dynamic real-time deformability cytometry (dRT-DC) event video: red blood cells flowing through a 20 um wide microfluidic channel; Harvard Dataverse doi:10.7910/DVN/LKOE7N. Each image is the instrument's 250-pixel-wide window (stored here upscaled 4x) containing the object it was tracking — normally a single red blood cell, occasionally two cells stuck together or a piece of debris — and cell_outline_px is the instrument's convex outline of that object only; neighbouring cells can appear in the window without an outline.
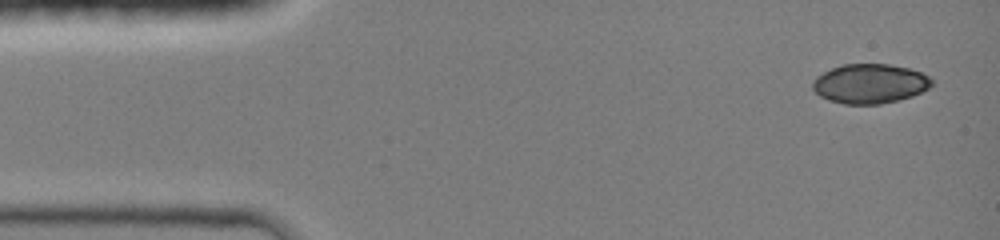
{"species": "common noctule bat (a hibernating species)", "species_latin": "Nyctalus noctula", "temperature_condition": "room temperature", "stored_images_in_passage": 8, "camera_frame_rate_fps": 3000, "um_per_image_px": 0.085, "animal": {"sex": "female", "body_mass_g": 19.0, "forearm_length_mm": 51.5}, "frame": {"image": 1, "passage_image": 1, "time_ms": 0.0, "image_size_px": [1000, 240], "cell_outline_px": [[932, 84], [928, 88], [912, 96], [880, 104], [844, 104], [828, 100], [820, 96], [812, 88], [812, 84], [816, 76], [832, 68], [844, 64], [888, 64], [908, 68], [920, 72], [928, 76], [932, 80]], "centroid_in_image_um": [73.91, 7.11], "position_along_channel_um": 11.1, "area_um2": 27.22}}
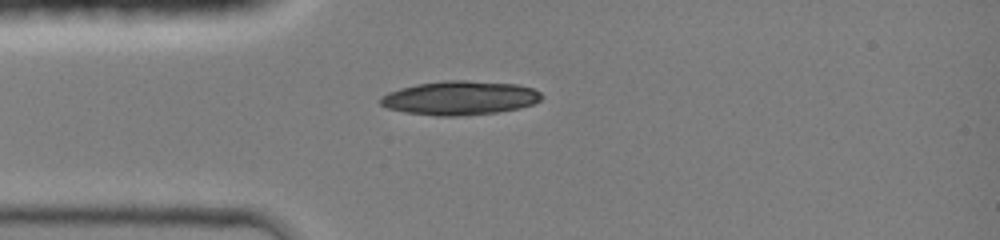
{"frame": {"image": 2, "passage_image": 5, "time_ms": 3.0, "image_size_px": [1000, 240], "cell_outline_px": [[544, 96], [540, 100], [532, 104], [520, 108], [496, 112], [460, 116], [436, 116], [404, 112], [388, 108], [380, 104], [380, 96], [388, 92], [400, 88], [416, 84], [444, 80], [468, 80], [516, 84], [532, 88], [540, 92]], "centroid_in_image_um": [39.07, 8.32], "position_along_channel_um": 45.9, "area_um2": 32.02}}
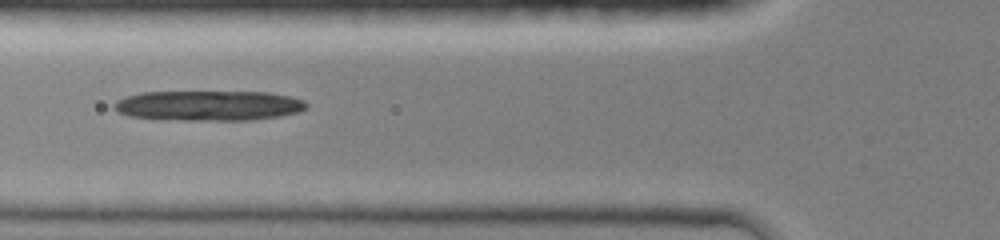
{"frame": {"image": 3, "passage_image": 7, "time_ms": 4.667, "image_size_px": [1000, 240], "cell_outline_px": [[308, 108], [300, 112], [280, 116], [252, 120], [184, 120], [128, 116], [116, 112], [112, 108], [112, 104], [116, 100], [124, 96], [144, 92], [268, 92], [288, 96], [304, 100], [308, 104]], "centroid_in_image_um": [17.72, 8.97], "position_along_channel_um": 108.1, "area_um2": 33.99}}